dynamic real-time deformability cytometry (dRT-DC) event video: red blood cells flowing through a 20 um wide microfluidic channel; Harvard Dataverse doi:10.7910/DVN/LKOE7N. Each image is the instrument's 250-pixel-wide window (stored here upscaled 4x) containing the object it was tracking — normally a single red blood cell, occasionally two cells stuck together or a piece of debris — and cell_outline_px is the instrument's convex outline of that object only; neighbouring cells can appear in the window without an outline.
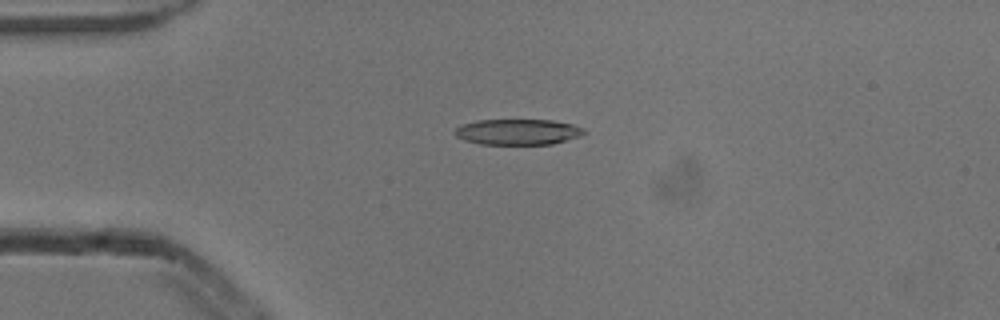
{"species": "common noctule bat (a hibernating species)", "species_latin": "Nyctalus noctula", "temperature_condition": "cold", "stored_images_in_passage": 3, "camera_frame_rate_fps": 3000, "um_per_image_px": 0.085, "animal": {"sex": "male", "body_mass_g": 13.3}, "frame": {"image": 1, "passage_image": 3, "time_ms": 0.667, "image_size_px": [1000, 320], "cell_outline_px": [[588, 132], [580, 136], [552, 144], [480, 144], [464, 140], [456, 136], [452, 132], [460, 124], [476, 120], [552, 120], [572, 124], [584, 128]], "centroid_in_image_um": [44.0, 11.21], "position_along_channel_um": 41.0, "area_um2": 19.54}}